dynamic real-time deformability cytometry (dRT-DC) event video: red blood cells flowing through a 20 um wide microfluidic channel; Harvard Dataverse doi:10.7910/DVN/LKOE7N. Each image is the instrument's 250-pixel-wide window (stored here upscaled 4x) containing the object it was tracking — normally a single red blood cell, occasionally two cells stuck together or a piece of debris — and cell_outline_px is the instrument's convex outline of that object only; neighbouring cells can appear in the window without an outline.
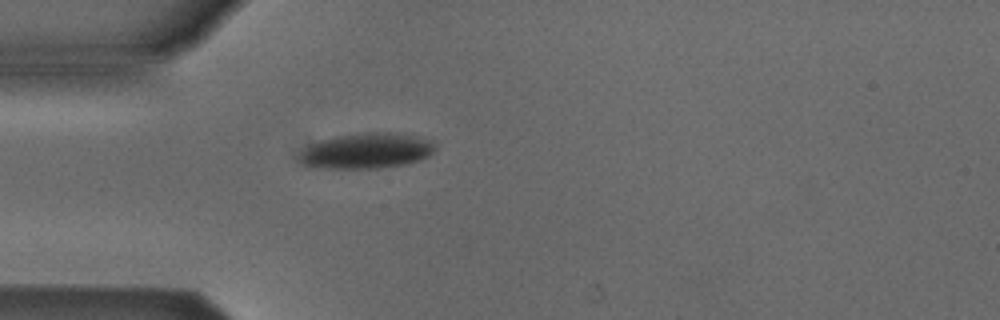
{"species": "Egyptian fruit bat (a non-hibernating species)", "species_latin": "Rousettus aegyptiacus", "temperature_condition": "cold", "stored_images_in_passage": 34, "camera_frame_rate_fps": 3000, "um_per_image_px": 0.085, "animal": {"sex": "male"}, "frame": {"image": 1, "passage_image": 1, "time_ms": 0.0, "image_size_px": [1000, 320], "cell_outline_px": [[436, 148], [428, 156], [420, 160], [404, 164], [380, 168], [308, 168], [300, 160], [300, 152], [312, 144], [320, 140], [336, 136], [364, 132], [392, 132], [416, 136], [432, 140], [436, 144]], "centroid_in_image_um": [31.17, 12.82], "position_along_channel_um": 53.8, "area_um2": 28.21}}
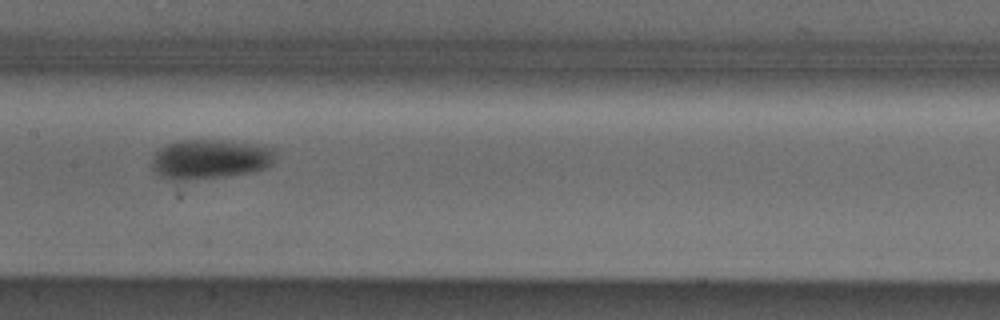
{"frame": {"image": 2, "passage_image": 12, "time_ms": 3.667, "image_size_px": [1000, 320], "cell_outline_px": [[276, 152], [272, 164], [264, 168], [248, 172], [224, 176], [184, 180], [172, 180], [160, 176], [152, 168], [152, 156], [160, 148], [168, 144], [180, 140], [220, 140], [248, 144], [272, 148]], "centroid_in_image_um": [17.8, 13.53], "position_along_channel_um": 189.6, "area_um2": 28.03}}
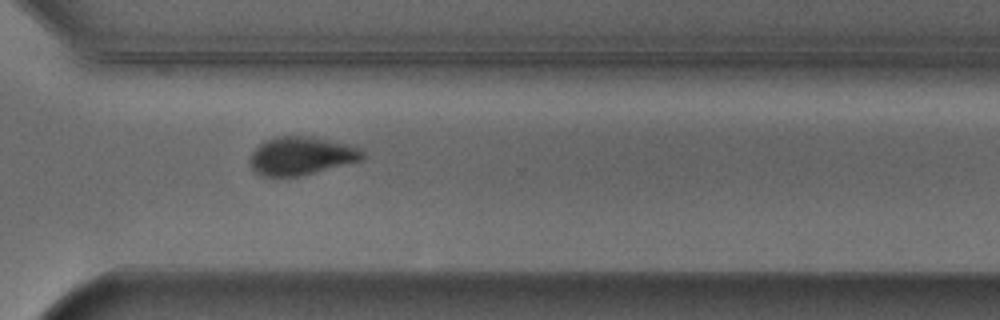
{"frame": {"image": 3, "passage_image": 24, "time_ms": 7.667, "image_size_px": [1000, 320], "cell_outline_px": [[364, 160], [296, 176], [264, 176], [256, 172], [252, 168], [248, 160], [252, 152], [260, 144], [276, 136], [312, 136], [356, 144], [364, 152]], "centroid_in_image_um": [25.67, 13.22], "position_along_channel_um": 344.9, "area_um2": 25.26}, "authors_computed_cell_mechanics": {"area_um2": 26.9059, "velocity_mm_per_s": 3.896, "shape_relaxation_time_tau1_ms": 2.0108, "shape_relaxation_time_tau2_ms": 11.2896, "deformation_change_tau1": 0.0983, "deformation_change_tau2": 0.1403}}